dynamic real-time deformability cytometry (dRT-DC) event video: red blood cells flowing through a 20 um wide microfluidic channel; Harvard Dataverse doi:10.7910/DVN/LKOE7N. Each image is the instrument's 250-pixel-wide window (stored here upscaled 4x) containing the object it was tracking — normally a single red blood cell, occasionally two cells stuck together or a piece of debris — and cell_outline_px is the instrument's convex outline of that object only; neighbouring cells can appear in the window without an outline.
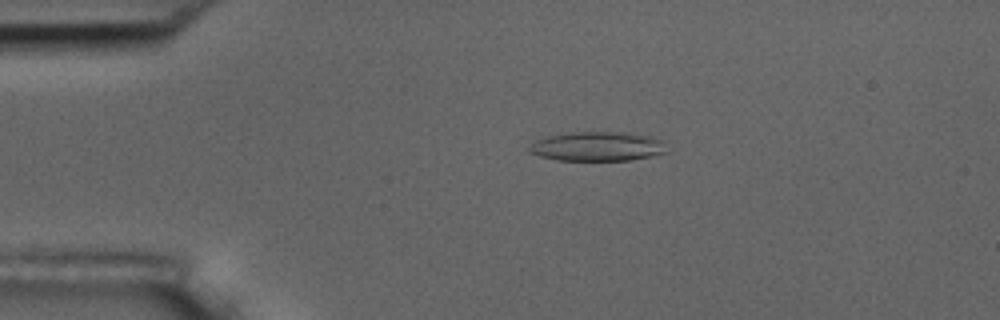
{"species": "common noctule bat (a hibernating species)", "species_latin": "Nyctalus noctula", "temperature_condition": "room temperature", "stored_images_in_passage": 45, "camera_frame_rate_fps": 3000, "um_per_image_px": 0.085, "animal": {"sex": "male", "body_mass_g": 17.5, "forearm_length_mm": 52.3}, "frame": {"image": 1, "passage_image": 1, "time_ms": 0.0, "image_size_px": [1000, 320], "cell_outline_px": [[668, 152], [652, 156], [628, 160], [556, 160], [540, 156], [528, 152], [528, 148], [536, 140], [548, 136], [572, 132], [628, 132], [652, 136], [664, 140]], "centroid_in_image_um": [50.83, 12.44], "position_along_channel_um": 34.2, "area_um2": 23.7}}
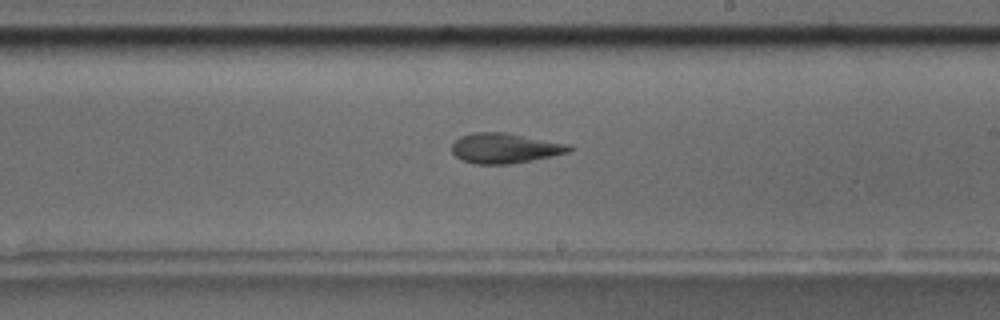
{"frame": {"image": 2, "passage_image": 22, "time_ms": 7.0, "image_size_px": [1000, 320], "cell_outline_px": [[572, 152], [512, 164], [472, 164], [460, 160], [452, 152], [452, 144], [460, 136], [472, 132], [508, 132], [572, 144]], "centroid_in_image_um": [42.95, 12.59], "position_along_channel_um": 246.1, "area_um2": 21.1}}
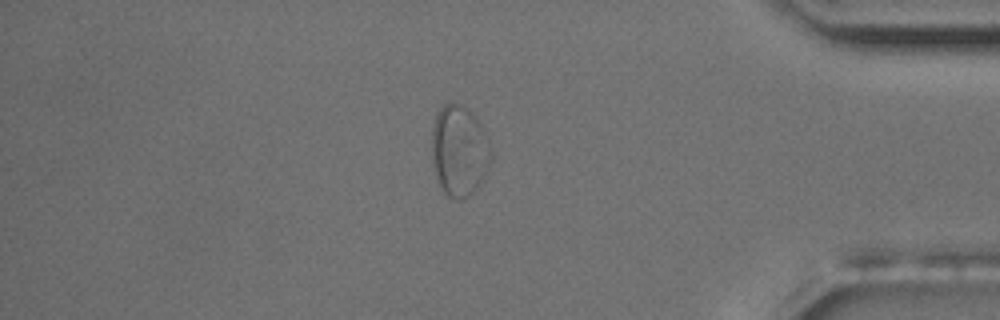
{"frame": {"image": 3, "passage_image": 37, "time_ms": 12.0, "image_size_px": [1000, 320], "cell_outline_px": [[492, 160], [480, 184], [468, 196], [460, 200], [456, 200], [448, 196], [444, 192], [436, 176], [432, 164], [432, 128], [436, 112], [444, 104], [452, 100], [468, 108], [472, 112], [488, 136], [492, 148]], "centroid_in_image_um": [39.05, 12.78], "position_along_channel_um": 396.2, "area_um2": 31.96}, "authors_computed_cell_mechanics": {"area_um2": 22.1952, "velocity_mm_per_s": 3.603, "shape_relaxation_time_tau1_ms": 9.5399, "shape_relaxation_time_tau2_ms": 2.4436, "deformation_change_tau1": 0.2498, "deformation_change_tau2": 0.1004}}